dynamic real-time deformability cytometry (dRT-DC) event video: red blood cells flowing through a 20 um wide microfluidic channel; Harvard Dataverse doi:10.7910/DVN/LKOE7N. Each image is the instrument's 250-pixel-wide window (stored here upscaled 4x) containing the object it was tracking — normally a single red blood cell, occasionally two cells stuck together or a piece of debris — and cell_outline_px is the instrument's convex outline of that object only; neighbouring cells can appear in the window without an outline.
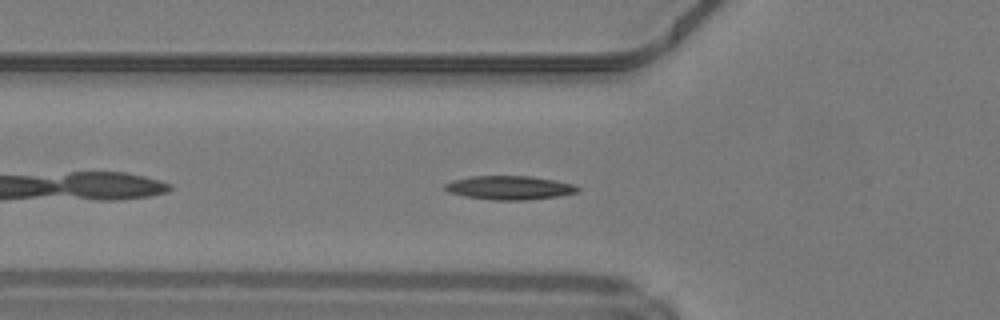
{"species": "common noctule bat (a hibernating species)", "species_latin": "Nyctalus noctula", "temperature_condition": "warm", "stored_images_in_passage": 32, "camera_frame_rate_fps": 3000, "um_per_image_px": 0.085, "animal": {"sex": "male", "body_mass_g": 19.2, "forearm_length_mm": 51.8}, "frame": {"image": 1, "passage_image": 5, "time_ms": 1.333, "image_size_px": [1000, 320], "cell_outline_px": [[580, 188], [576, 192], [560, 196], [524, 200], [492, 200], [464, 196], [448, 192], [444, 188], [444, 184], [452, 180], [472, 176], [532, 176], [556, 180], [576, 184]], "centroid_in_image_um": [43.32, 15.95], "position_along_channel_um": 82.5, "area_um2": 18.55}}
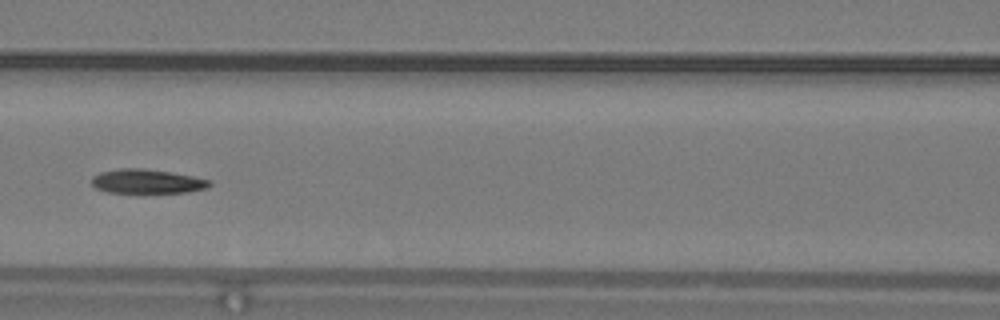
{"frame": {"image": 2, "passage_image": 10, "time_ms": 3.0, "image_size_px": [1000, 320], "cell_outline_px": [[212, 184], [204, 188], [184, 192], [108, 192], [96, 188], [92, 184], [92, 176], [100, 172], [120, 168], [144, 168], [192, 176], [212, 180]], "centroid_in_image_um": [12.47, 15.4], "position_along_channel_um": 154.1, "area_um2": 16.36}, "authors_computed_cell_mechanics": {"area_um2": 17.4556, "velocity_mm_per_s": 4.2255, "shape_relaxation_time_tau1_ms": 8.5683, "shape_relaxation_time_tau2_ms": 3.513, "deformation_change_tau1": 0.2611, "deformation_change_tau2": 0.1108}}